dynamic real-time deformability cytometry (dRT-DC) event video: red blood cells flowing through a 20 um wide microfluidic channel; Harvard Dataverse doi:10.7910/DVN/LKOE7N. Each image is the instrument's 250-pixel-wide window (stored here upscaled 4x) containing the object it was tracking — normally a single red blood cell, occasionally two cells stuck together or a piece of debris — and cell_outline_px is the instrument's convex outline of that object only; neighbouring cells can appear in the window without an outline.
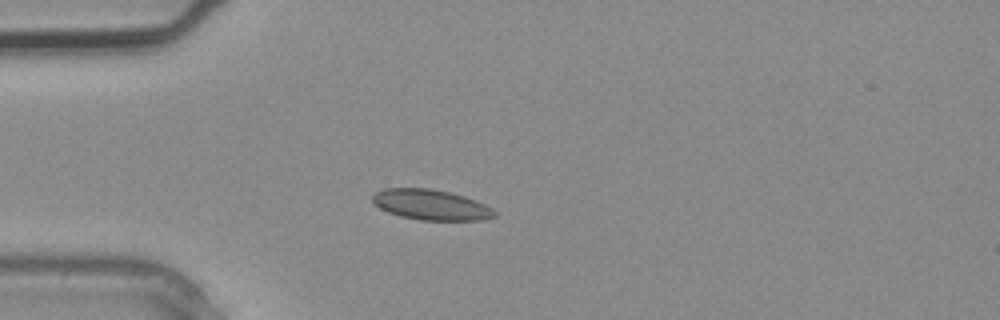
{"species": "common noctule bat (a hibernating species)", "species_latin": "Nyctalus noctula", "temperature_condition": "warm", "stored_images_in_passage": 3, "camera_frame_rate_fps": 3000, "um_per_image_px": 0.085, "animal": {"sex": "male", "body_mass_g": 20.4}, "frame": {"image": 1, "passage_image": 3, "time_ms": 0.667, "image_size_px": [1000, 320], "cell_outline_px": [[496, 216], [484, 220], [420, 220], [400, 216], [388, 212], [380, 208], [372, 200], [372, 196], [376, 192], [384, 188], [428, 188], [452, 192], [476, 200], [492, 208], [496, 212]], "centroid_in_image_um": [36.65, 17.4], "position_along_channel_um": 48.3, "area_um2": 21.68}}